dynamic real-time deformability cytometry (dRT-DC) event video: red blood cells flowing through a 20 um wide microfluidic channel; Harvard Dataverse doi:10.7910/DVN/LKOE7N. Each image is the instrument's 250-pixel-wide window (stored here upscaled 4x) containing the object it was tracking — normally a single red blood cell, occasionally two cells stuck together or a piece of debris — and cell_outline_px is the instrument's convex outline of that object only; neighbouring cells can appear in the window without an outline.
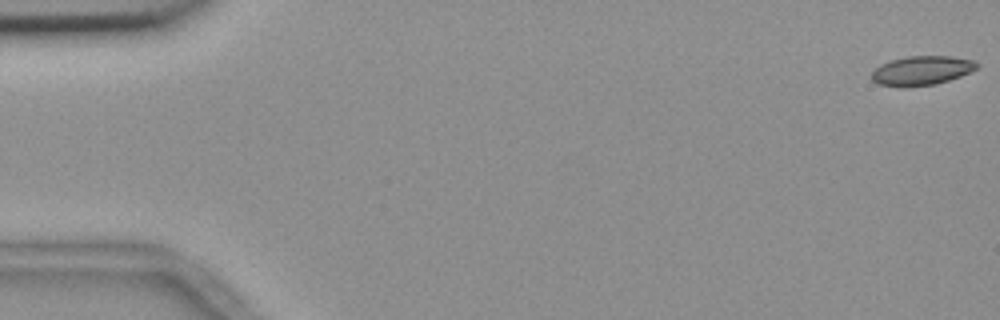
{"species": "common noctule bat (a hibernating species)", "species_latin": "Nyctalus noctula", "temperature_condition": "room temperature", "stored_images_in_passage": 56, "camera_frame_rate_fps": 3000, "um_per_image_px": 0.085, "animal": {"sex": "female", "body_mass_g": 18.4}, "frame": {"image": 1, "passage_image": 1, "time_ms": 0.0, "image_size_px": [1000, 320], "cell_outline_px": [[980, 68], [960, 76], [936, 84], [904, 88], [880, 84], [872, 80], [872, 72], [880, 64], [888, 60], [908, 56], [952, 56], [972, 60], [980, 64]], "centroid_in_image_um": [78.35, 6.0], "position_along_channel_um": 6.6, "area_um2": 18.15}}
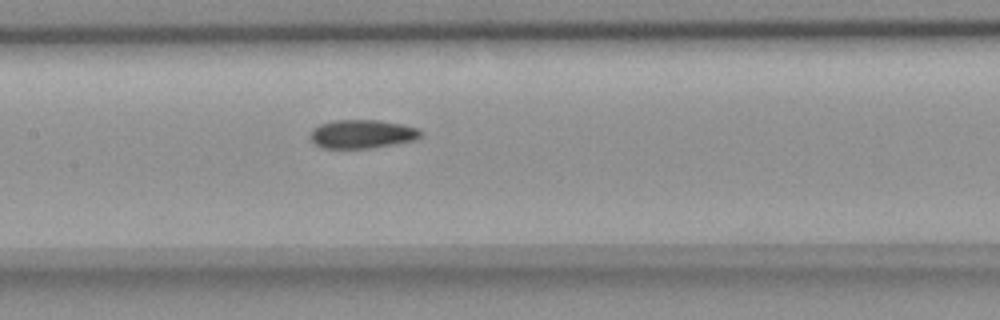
{"frame": {"image": 2, "passage_image": 27, "time_ms": 8.667, "image_size_px": [1000, 320], "cell_outline_px": [[420, 136], [416, 140], [396, 144], [372, 148], [320, 148], [308, 136], [312, 128], [320, 124], [336, 120], [380, 120], [420, 128]], "centroid_in_image_um": [30.76, 11.39], "position_along_channel_um": 176.6, "area_um2": 18.55}}
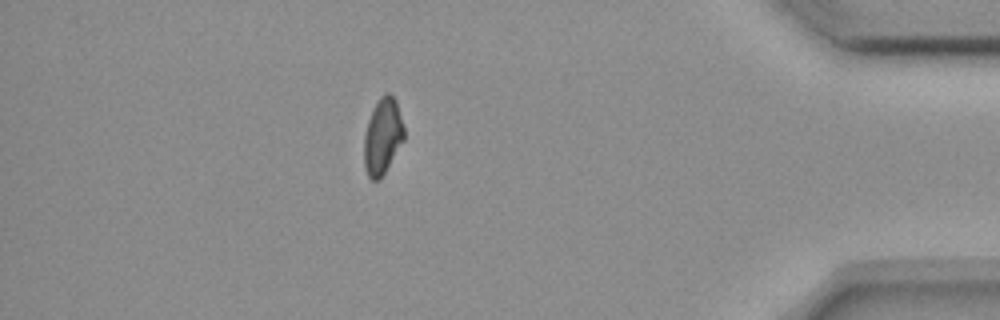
{"frame": {"image": 3, "passage_image": 49, "time_ms": 16.0, "image_size_px": [1000, 320], "cell_outline_px": [[404, 140], [380, 180], [372, 180], [368, 176], [364, 168], [364, 136], [368, 120], [380, 96], [384, 92], [388, 92], [396, 100], [404, 128]], "centroid_in_image_um": [32.52, 11.6], "position_along_channel_um": 402.7, "area_um2": 17.69}, "authors_computed_cell_mechanics": {"area_um2": 18.5538, "velocity_mm_per_s": 3.6781, "shape_relaxation_time_tau1_ms": 6.5991, "shape_relaxation_time_tau2_ms": 8.0443, "deformation_change_tau1": 0.1375, "deformation_change_tau2": 0.1254}}